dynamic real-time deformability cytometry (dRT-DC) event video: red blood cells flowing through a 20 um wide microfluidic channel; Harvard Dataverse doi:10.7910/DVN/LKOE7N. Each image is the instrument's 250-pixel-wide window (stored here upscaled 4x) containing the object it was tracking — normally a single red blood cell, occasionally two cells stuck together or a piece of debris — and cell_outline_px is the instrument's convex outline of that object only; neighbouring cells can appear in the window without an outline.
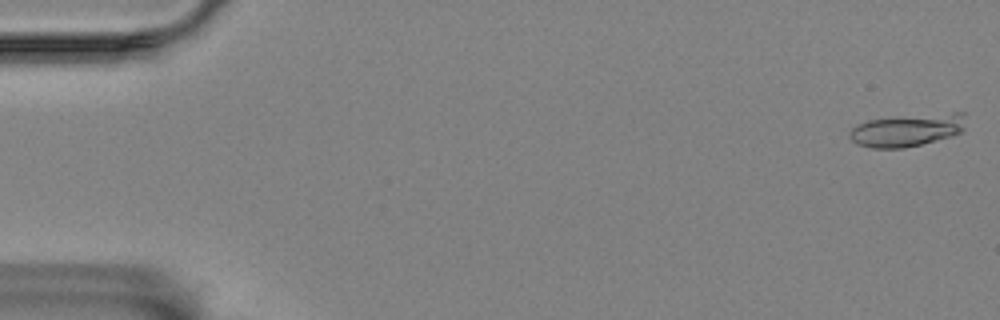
{"species": "Egyptian fruit bat (a non-hibernating species)", "species_latin": "Rousettus aegyptiacus", "temperature_condition": "room temperature", "stored_images_in_passage": 51, "segment_of_instrument_passage": [1, 3], "camera_frame_rate_fps": 3000, "um_per_image_px": 0.085, "animal": {"sex": "female"}, "frame": {"image": 1, "passage_image": 1, "time_ms": 0.0, "image_size_px": [1000, 320], "cell_outline_px": [[964, 132], [952, 136], [904, 148], [872, 148], [856, 144], [848, 136], [848, 132], [856, 124], [868, 120], [892, 116], [952, 112], [964, 112]], "centroid_in_image_um": [77.09, 11.04], "position_along_channel_um": 7.9, "area_um2": 22.48}}